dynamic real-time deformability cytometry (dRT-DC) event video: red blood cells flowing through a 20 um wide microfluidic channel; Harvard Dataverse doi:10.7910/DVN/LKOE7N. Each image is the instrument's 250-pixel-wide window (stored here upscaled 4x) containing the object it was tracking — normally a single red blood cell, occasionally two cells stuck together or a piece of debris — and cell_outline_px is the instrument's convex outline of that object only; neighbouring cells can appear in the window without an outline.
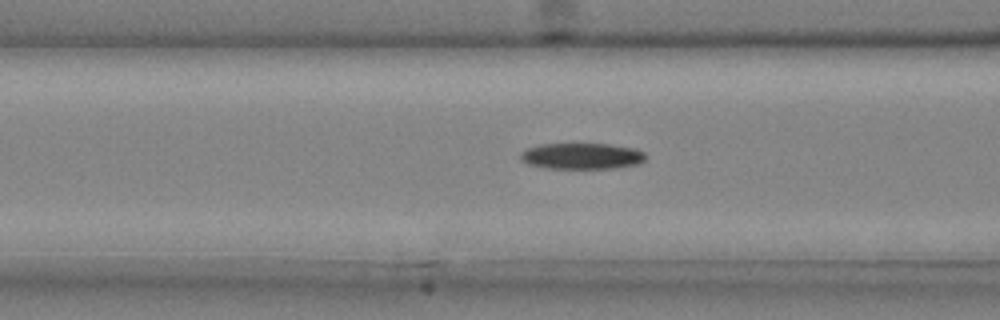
{"species": "common noctule bat (a hibernating species)", "species_latin": "Nyctalus noctula", "temperature_condition": "cold", "stored_images_in_passage": 36, "camera_frame_rate_fps": 3000, "um_per_image_px": 0.085, "animal": {"sex": "male", "body_mass_g": 20.4}, "frame": {"image": 1, "passage_image": 11, "time_ms": 3.333, "image_size_px": [1000, 320], "cell_outline_px": [[644, 160], [636, 164], [612, 168], [544, 168], [528, 164], [520, 160], [520, 152], [528, 148], [540, 144], [608, 144], [636, 148], [644, 152]], "centroid_in_image_um": [49.41, 13.26], "position_along_channel_um": 117.2, "area_um2": 18.96}}
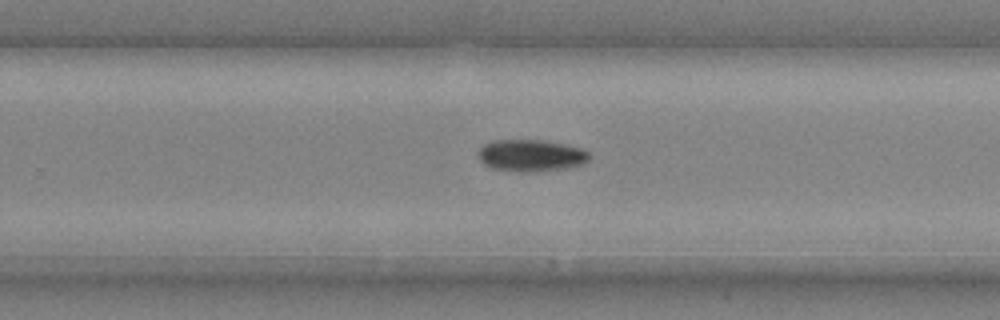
{"frame": {"image": 2, "passage_image": 22, "time_ms": 7.0, "image_size_px": [1000, 320], "cell_outline_px": [[592, 156], [584, 164], [568, 168], [536, 172], [520, 172], [492, 168], [484, 164], [480, 160], [476, 152], [484, 144], [492, 140], [544, 140], [564, 144], [580, 148], [588, 152]], "centroid_in_image_um": [45.14, 13.22], "position_along_channel_um": 284.7, "area_um2": 20.92}}
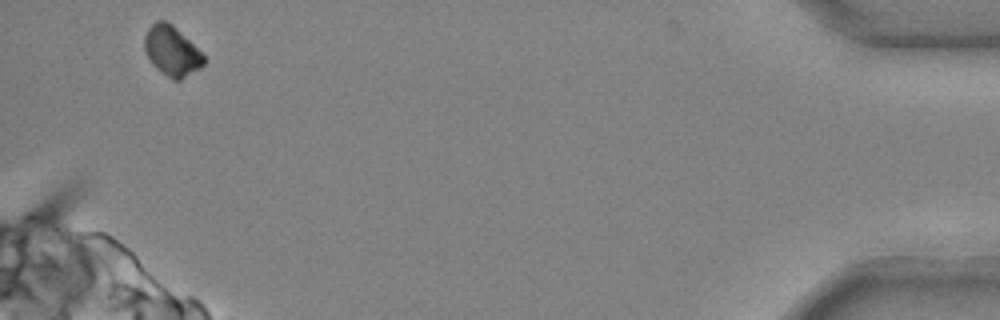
{"frame": {"image": 3, "passage_image": 35, "time_ms": 11.333, "image_size_px": [1000, 320], "cell_outline_px": [[204, 64], [200, 68], [180, 80], [172, 80], [160, 72], [152, 64], [144, 48], [144, 36], [148, 28], [156, 20], [164, 20], [172, 24], [204, 56]], "centroid_in_image_um": [14.57, 4.34], "position_along_channel_um": 420.6, "area_um2": 16.99}}